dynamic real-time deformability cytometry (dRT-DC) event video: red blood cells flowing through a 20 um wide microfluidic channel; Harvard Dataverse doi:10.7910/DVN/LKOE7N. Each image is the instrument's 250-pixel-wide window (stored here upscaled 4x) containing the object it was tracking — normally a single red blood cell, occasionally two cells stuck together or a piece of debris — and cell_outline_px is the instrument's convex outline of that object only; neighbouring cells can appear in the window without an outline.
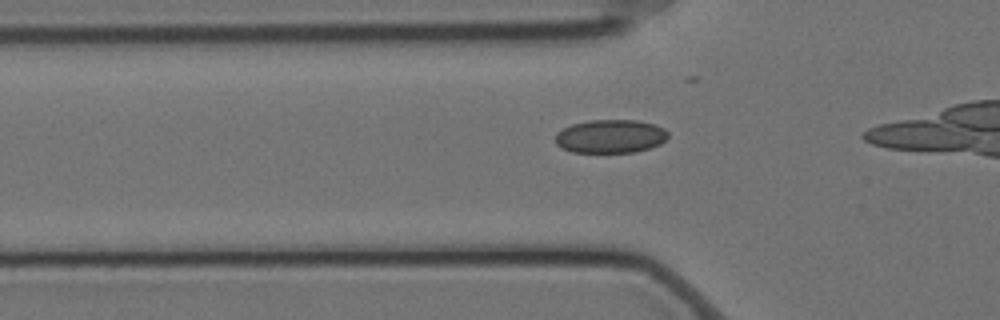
{"species": "Egyptian fruit bat (a non-hibernating species)", "species_latin": "Rousettus aegyptiacus", "temperature_condition": "cold", "stored_images_in_passage": 12, "camera_frame_rate_fps": 3000, "um_per_image_px": 0.085, "animal": {"sex": "female"}, "frame": {"image": 1, "passage_image": 7, "time_ms": 2.0, "image_size_px": [1000, 320], "cell_outline_px": [[668, 136], [660, 144], [636, 152], [572, 152], [560, 148], [556, 144], [556, 132], [572, 124], [588, 120], [636, 120], [652, 124], [664, 128], [668, 132]], "centroid_in_image_um": [51.86, 11.59], "position_along_channel_um": 73.9, "area_um2": 21.96}}